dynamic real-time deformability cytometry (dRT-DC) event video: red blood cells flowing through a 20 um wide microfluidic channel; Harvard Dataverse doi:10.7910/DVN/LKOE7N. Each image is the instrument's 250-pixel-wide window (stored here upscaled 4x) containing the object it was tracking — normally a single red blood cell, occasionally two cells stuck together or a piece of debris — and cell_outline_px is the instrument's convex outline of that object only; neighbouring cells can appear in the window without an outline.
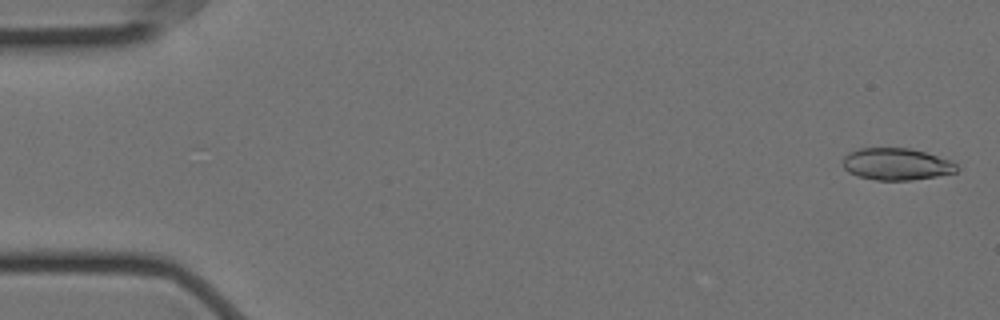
{"species": "Egyptian fruit bat (a non-hibernating species)", "species_latin": "Rousettus aegyptiacus", "temperature_condition": "cold", "stored_images_in_passage": 57, "camera_frame_rate_fps": 3000, "um_per_image_px": 0.085, "animal": {"sex": "female"}, "frame": {"image": 1, "passage_image": 2, "time_ms": 0.333, "image_size_px": [1000, 320], "cell_outline_px": [[960, 168], [956, 172], [936, 176], [912, 180], [876, 180], [856, 176], [848, 172], [844, 168], [844, 156], [848, 152], [860, 148], [908, 148], [924, 152], [952, 160]], "centroid_in_image_um": [76.2, 13.95], "position_along_channel_um": 8.8, "area_um2": 21.27}}
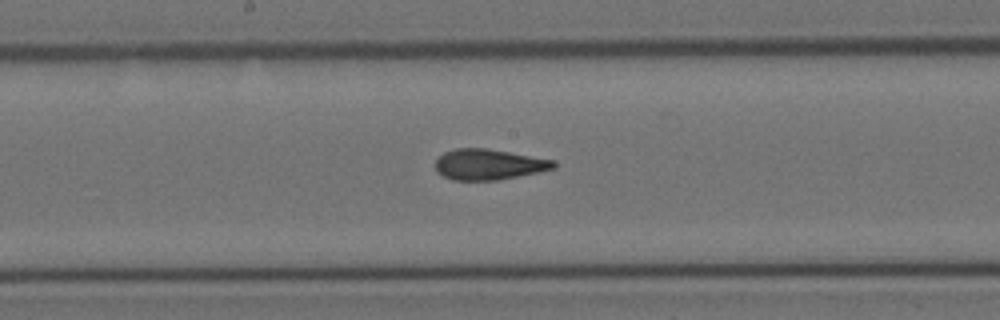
{"frame": {"image": 2, "passage_image": 30, "time_ms": 9.667, "image_size_px": [1000, 320], "cell_outline_px": [[556, 168], [540, 172], [500, 180], [452, 180], [436, 172], [436, 160], [444, 152], [456, 148], [488, 148], [556, 160]], "centroid_in_image_um": [41.58, 13.98], "position_along_channel_um": 206.6, "area_um2": 21.39}}
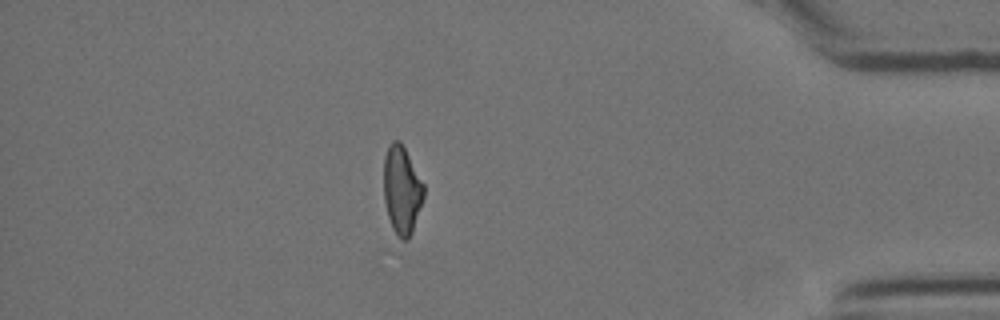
{"frame": {"image": 3, "passage_image": 50, "time_ms": 16.333, "image_size_px": [1000, 320], "cell_outline_px": [[424, 196], [412, 232], [408, 240], [400, 240], [392, 228], [388, 216], [384, 200], [384, 156], [388, 144], [392, 140], [400, 140], [424, 184]], "centroid_in_image_um": [34.14, 16.14], "position_along_channel_um": 401.1, "area_um2": 20.58}, "authors_computed_cell_mechanics": {"area_um2": 21.4438, "velocity_mm_per_s": 3.5334, "shape_relaxation_time_tau1_ms": 10.5569, "shape_relaxation_time_tau2_ms": 2.1692, "deformation_change_tau1": 0.2287, "deformation_change_tau2": 0.0936}}